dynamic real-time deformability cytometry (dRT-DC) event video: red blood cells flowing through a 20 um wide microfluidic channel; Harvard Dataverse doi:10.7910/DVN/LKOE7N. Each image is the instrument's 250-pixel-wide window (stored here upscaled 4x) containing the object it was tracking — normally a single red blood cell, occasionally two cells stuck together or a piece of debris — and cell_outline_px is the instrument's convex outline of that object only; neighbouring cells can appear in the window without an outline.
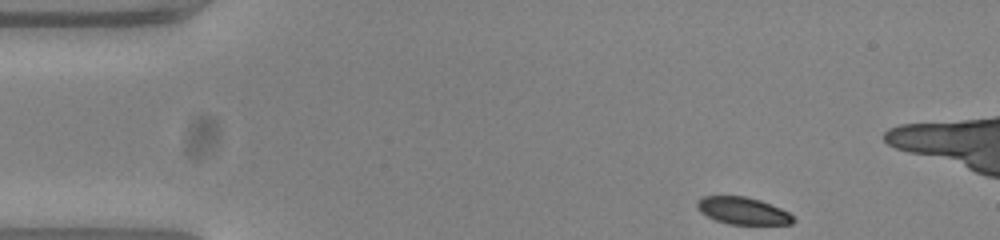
{"species": "common noctule bat (a hibernating species)", "species_latin": "Nyctalus noctula", "temperature_condition": "warm", "stored_images_in_passage": 49, "camera_frame_rate_fps": 3000, "um_per_image_px": 0.085, "animal": {"sex": "female", "body_mass_g": 23.0, "forearm_length_mm": 53.4}, "frame": {"image": 1, "passage_image": 1, "time_ms": 0.0, "image_size_px": [1000, 240], "cell_outline_px": [[796, 220], [792, 224], [728, 224], [716, 220], [700, 212], [696, 208], [696, 200], [704, 196], [744, 196], [760, 200], [780, 208], [788, 212]], "centroid_in_image_um": [63.11, 17.91], "position_along_channel_um": 21.9, "area_um2": 15.2}}
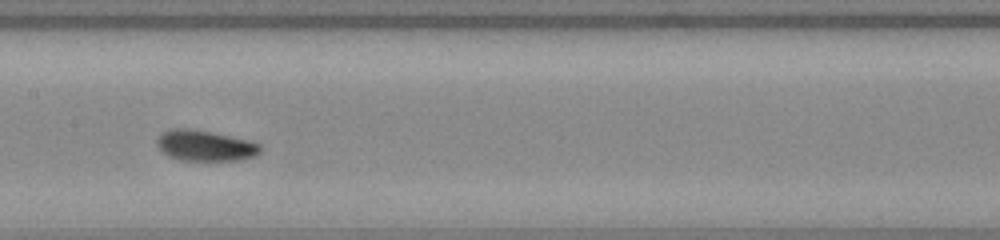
{"frame": {"image": 2, "passage_image": 21, "time_ms": 6.667, "image_size_px": [1000, 240], "cell_outline_px": [[260, 152], [256, 156], [240, 160], [180, 160], [168, 156], [156, 144], [156, 140], [160, 132], [172, 128], [188, 128], [212, 132], [248, 140], [260, 144]], "centroid_in_image_um": [17.41, 12.37], "position_along_channel_um": 190.0, "area_um2": 18.55}}
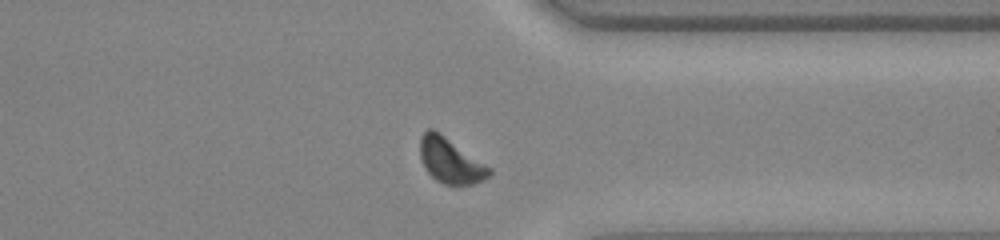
{"frame": {"image": 3, "passage_image": 36, "time_ms": 11.667, "image_size_px": [1000, 240], "cell_outline_px": [[492, 172], [484, 180], [472, 184], [444, 184], [436, 180], [424, 168], [420, 160], [420, 136], [428, 128], [432, 128], [440, 132], [492, 168]], "centroid_in_image_um": [38.27, 13.63], "position_along_channel_um": 373.1, "area_um2": 18.32}, "authors_computed_cell_mechanics": {"area_um2": 17.8024, "velocity_mm_per_s": 3.7396, "shape_relaxation_time_tau1_ms": 1.9283, "shape_relaxation_time_tau2_ms": 5.7232, "deformation_change_tau1": 0.0981, "deformation_change_tau2": 0.0983}}